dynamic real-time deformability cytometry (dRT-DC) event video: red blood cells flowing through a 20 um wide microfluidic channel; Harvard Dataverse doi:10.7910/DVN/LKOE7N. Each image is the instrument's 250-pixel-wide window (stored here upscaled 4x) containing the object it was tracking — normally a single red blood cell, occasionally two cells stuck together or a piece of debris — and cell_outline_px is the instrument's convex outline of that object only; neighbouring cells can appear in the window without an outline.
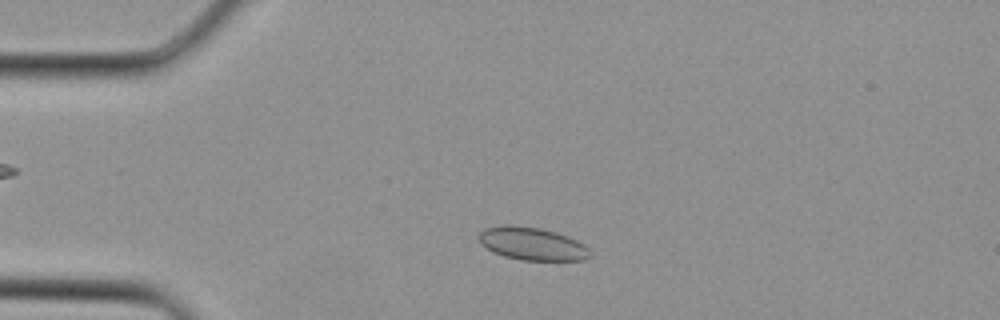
{"species": "Egyptian fruit bat (a non-hibernating species)", "species_latin": "Rousettus aegyptiacus", "temperature_condition": "cold", "stored_images_in_passage": 4, "camera_frame_rate_fps": 3000, "um_per_image_px": 0.085, "animal": {"sex": "female"}, "frame": {"image": 1, "passage_image": 3, "time_ms": 0.667, "image_size_px": [1000, 320], "cell_outline_px": [[592, 256], [584, 260], [520, 260], [504, 256], [492, 252], [480, 244], [480, 232], [484, 228], [508, 224], [540, 228], [556, 232], [568, 236], [584, 244], [592, 252]], "centroid_in_image_um": [45.25, 20.72], "position_along_channel_um": 39.8, "area_um2": 21.44}}